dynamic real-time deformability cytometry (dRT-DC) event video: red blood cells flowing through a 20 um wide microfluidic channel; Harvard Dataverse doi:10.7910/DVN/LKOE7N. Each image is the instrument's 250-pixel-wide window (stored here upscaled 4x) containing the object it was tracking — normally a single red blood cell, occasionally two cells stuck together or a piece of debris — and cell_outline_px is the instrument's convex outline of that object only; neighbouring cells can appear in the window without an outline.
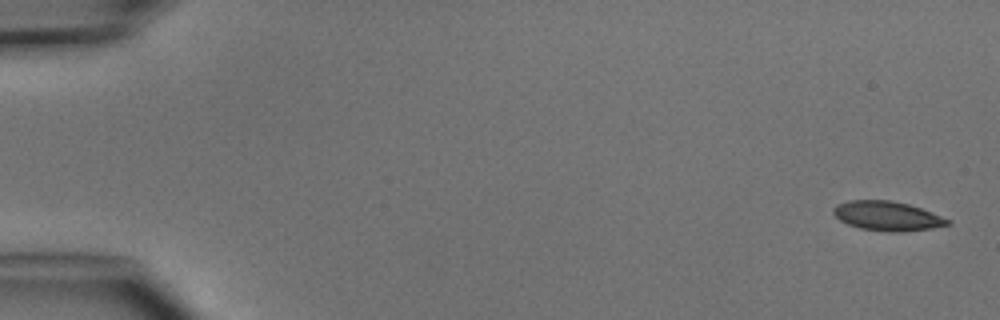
{"species": "common noctule bat (a hibernating species)", "species_latin": "Nyctalus noctula", "temperature_condition": "cold", "stored_images_in_passage": 5, "camera_frame_rate_fps": 3000, "um_per_image_px": 0.085, "animal": {"sex": "male", "body_mass_g": 15.6}, "frame": {"image": 1, "passage_image": 1, "time_ms": 0.0, "image_size_px": [1000, 320], "cell_outline_px": [[952, 224], [932, 228], [904, 232], [888, 232], [860, 228], [848, 224], [840, 220], [832, 212], [832, 208], [836, 204], [848, 200], [888, 200], [908, 204], [920, 208], [952, 220]], "centroid_in_image_um": [75.42, 18.36], "position_along_channel_um": 9.6, "area_um2": 19.65}}
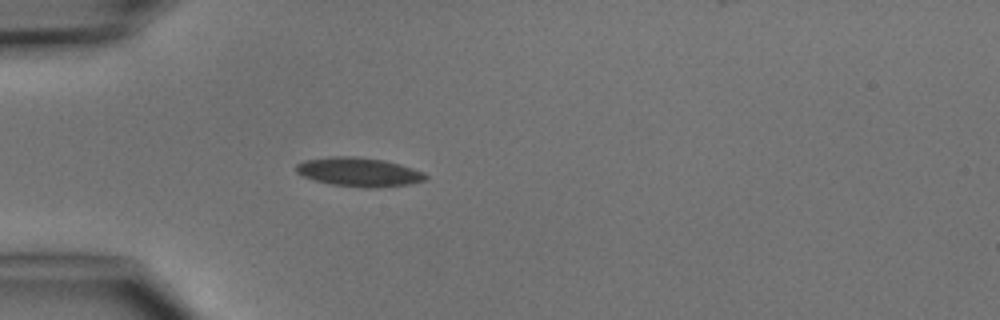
{"frame": {"image": 2, "passage_image": 4, "time_ms": 4.333, "image_size_px": [1000, 320], "cell_outline_px": [[428, 176], [424, 180], [408, 184], [368, 188], [364, 188], [332, 184], [316, 180], [304, 176], [296, 172], [296, 164], [304, 160], [332, 156], [356, 156], [384, 160], [412, 168], [424, 172]], "centroid_in_image_um": [30.49, 14.61], "position_along_channel_um": 54.5, "area_um2": 21.62}}